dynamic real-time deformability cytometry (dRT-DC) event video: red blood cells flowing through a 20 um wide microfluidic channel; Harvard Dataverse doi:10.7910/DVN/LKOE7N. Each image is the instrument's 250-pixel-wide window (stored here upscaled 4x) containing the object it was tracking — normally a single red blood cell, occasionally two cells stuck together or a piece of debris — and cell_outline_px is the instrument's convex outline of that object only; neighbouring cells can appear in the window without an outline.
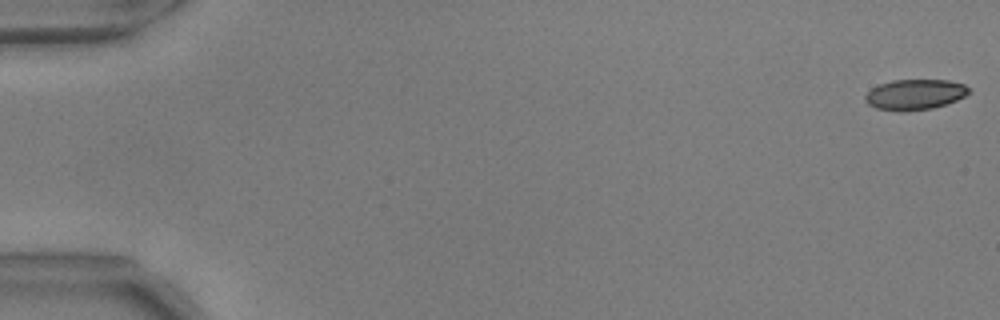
{"species": "common noctule bat (a hibernating species)", "species_latin": "Nyctalus noctula", "temperature_condition": "warm", "stored_images_in_passage": 55, "camera_frame_rate_fps": 3000, "um_per_image_px": 0.085, "animal": {"sex": "male", "body_mass_g": 17.9, "forearm_length_mm": 54.2}, "frame": {"image": 1, "passage_image": 1, "time_ms": 0.0, "image_size_px": [1000, 320], "cell_outline_px": [[972, 92], [948, 104], [932, 108], [904, 112], [896, 112], [876, 108], [868, 104], [864, 100], [864, 96], [872, 88], [880, 84], [892, 80], [948, 80], [964, 84]], "centroid_in_image_um": [77.76, 8.05], "position_along_channel_um": 7.2, "area_um2": 18.61}}
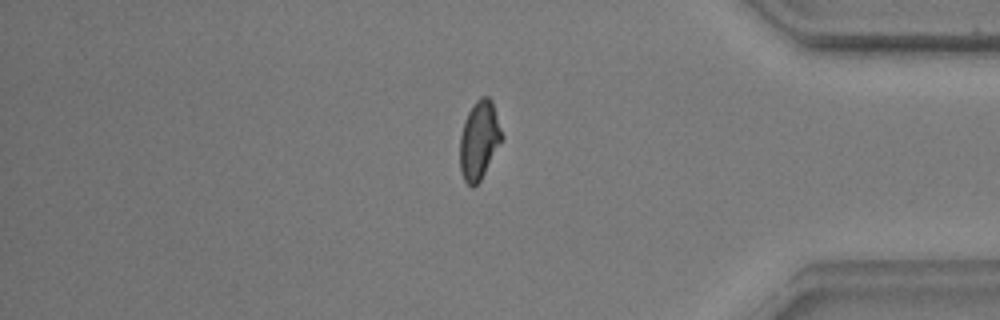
{"frame": {"image": 2, "passage_image": 47, "time_ms": 15.333, "image_size_px": [1000, 320], "cell_outline_px": [[504, 136], [480, 180], [472, 188], [464, 180], [460, 172], [460, 136], [464, 120], [472, 104], [480, 96], [488, 96], [492, 100]], "centroid_in_image_um": [40.72, 11.87], "position_along_channel_um": 394.5, "area_um2": 19.19}}
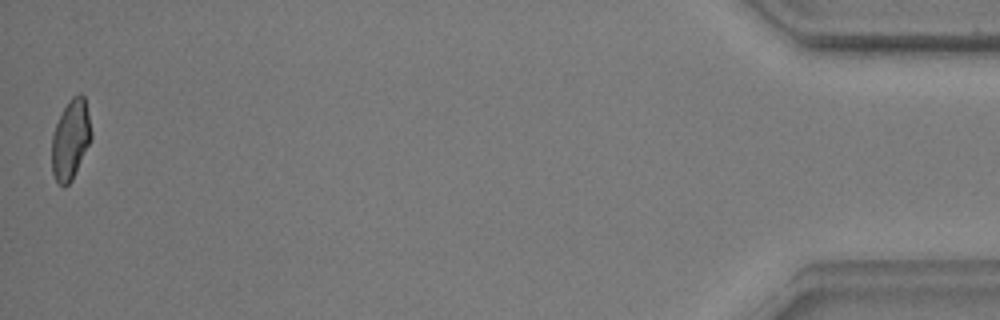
{"frame": {"image": 3, "passage_image": 55, "time_ms": 18.0, "image_size_px": [1000, 320], "cell_outline_px": [[92, 136], [72, 180], [64, 188], [56, 180], [52, 172], [52, 136], [56, 124], [68, 100], [72, 96], [80, 92], [84, 96], [92, 132]], "centroid_in_image_um": [5.99, 11.85], "position_along_channel_um": 429.2, "area_um2": 18.15}, "authors_computed_cell_mechanics": {"area_um2": 19.3052, "velocity_mm_per_s": 3.6979, "shape_relaxation_time_tau1_ms": 6.9547, "shape_relaxation_time_tau2_ms": 1.2036, "deformation_change_tau1": 0.1643, "deformation_change_tau2": 0.0635}}